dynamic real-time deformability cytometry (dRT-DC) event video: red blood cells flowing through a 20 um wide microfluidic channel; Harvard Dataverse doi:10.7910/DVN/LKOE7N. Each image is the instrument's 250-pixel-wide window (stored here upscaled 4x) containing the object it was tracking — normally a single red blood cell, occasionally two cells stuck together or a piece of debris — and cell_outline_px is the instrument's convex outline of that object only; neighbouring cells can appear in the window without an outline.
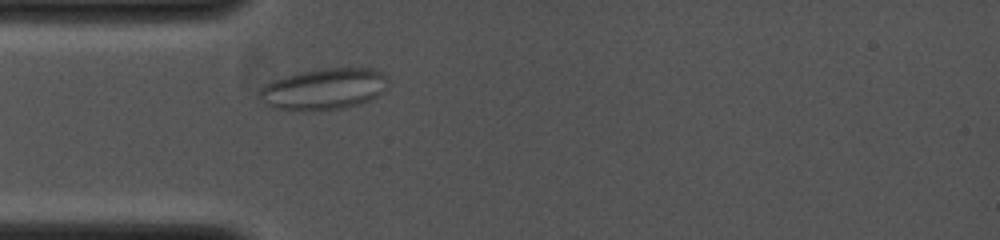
{"species": "common noctule bat (a hibernating species)", "species_latin": "Nyctalus noctula", "temperature_condition": "cold", "stored_images_in_passage": 4, "camera_frame_rate_fps": 4000, "um_per_image_px": 0.085, "animal": {"sex": "female", "body_mass_g": 19.0, "forearm_length_mm": 53.3}, "frame": {"image": 1, "passage_image": 4, "time_ms": 1.5, "image_size_px": [1000, 240], "cell_outline_px": [[388, 80], [380, 92], [376, 96], [360, 104], [344, 108], [312, 112], [304, 112], [272, 108], [264, 104], [256, 96], [256, 92], [264, 84], [272, 80], [300, 72], [324, 68], [372, 68], [388, 76]], "centroid_in_image_um": [27.43, 7.59], "position_along_channel_um": 57.6, "area_um2": 31.5}}